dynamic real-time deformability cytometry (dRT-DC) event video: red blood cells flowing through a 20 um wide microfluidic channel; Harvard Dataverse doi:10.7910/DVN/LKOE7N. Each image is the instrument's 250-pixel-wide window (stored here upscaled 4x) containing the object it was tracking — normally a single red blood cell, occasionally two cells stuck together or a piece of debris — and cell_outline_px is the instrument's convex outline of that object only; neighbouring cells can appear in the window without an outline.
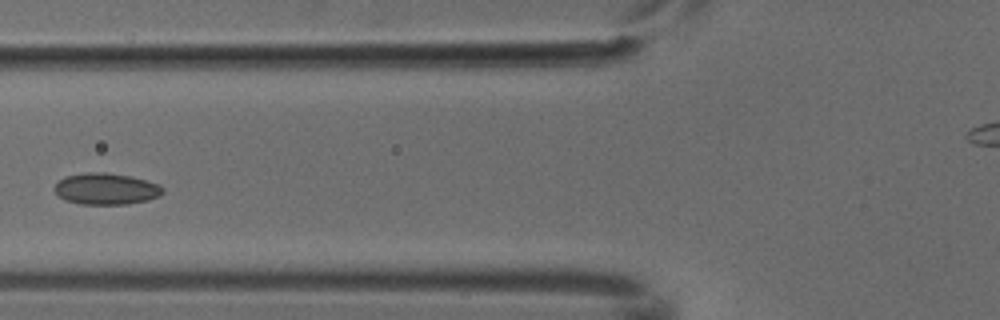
{"species": "common noctule bat (a hibernating species)", "species_latin": "Nyctalus noctula", "temperature_condition": "cold", "stored_images_in_passage": 5, "camera_frame_rate_fps": 3000, "um_per_image_px": 0.085, "animal": {"sex": "male", "body_mass_g": 18.8}, "frame": {"image": 1, "passage_image": 5, "time_ms": 1.333, "image_size_px": [1000, 320], "cell_outline_px": [[164, 192], [160, 196], [148, 200], [128, 204], [80, 204], [68, 200], [60, 196], [52, 188], [64, 176], [88, 172], [104, 172], [132, 176], [160, 184], [164, 188]], "centroid_in_image_um": [9.06, 16.04], "position_along_channel_um": 116.7, "area_um2": 19.94}}